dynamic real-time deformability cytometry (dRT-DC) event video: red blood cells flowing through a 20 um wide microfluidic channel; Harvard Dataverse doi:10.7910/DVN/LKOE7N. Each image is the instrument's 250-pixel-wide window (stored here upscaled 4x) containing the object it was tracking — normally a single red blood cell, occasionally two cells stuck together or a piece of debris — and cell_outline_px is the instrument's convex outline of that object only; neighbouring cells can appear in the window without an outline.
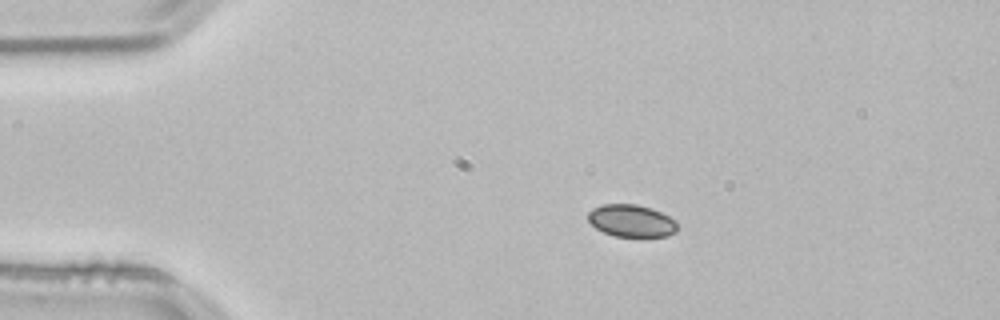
{"species": "common noctule bat (a hibernating species)", "species_latin": "Nyctalus noctula", "temperature_condition": "room temperature", "stored_images_in_passage": 44, "camera_frame_rate_fps": 3000, "um_per_image_px": 0.085, "animal": {"sex": "male", "body_mass_g": 21.5, "forearm_length_mm": 52.0}, "frame": {"image": 1, "passage_image": 1, "time_ms": 0.0, "image_size_px": [1000, 320], "cell_outline_px": [[676, 232], [668, 236], [616, 236], [604, 232], [596, 228], [588, 220], [588, 212], [592, 208], [600, 204], [636, 204], [652, 208], [676, 220]], "centroid_in_image_um": [53.66, 18.75], "position_along_channel_um": 31.3, "area_um2": 16.76}}
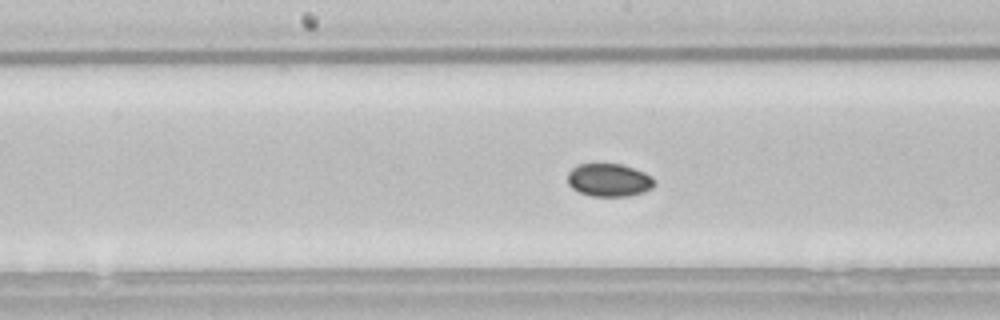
{"frame": {"image": 2, "passage_image": 18, "time_ms": 5.667, "image_size_px": [1000, 320], "cell_outline_px": [[652, 188], [644, 192], [628, 196], [592, 196], [580, 192], [572, 188], [568, 184], [568, 172], [576, 164], [596, 160], [600, 160], [620, 164], [644, 172], [652, 176]], "centroid_in_image_um": [51.7, 15.24], "position_along_channel_um": 196.5, "area_um2": 17.22}}
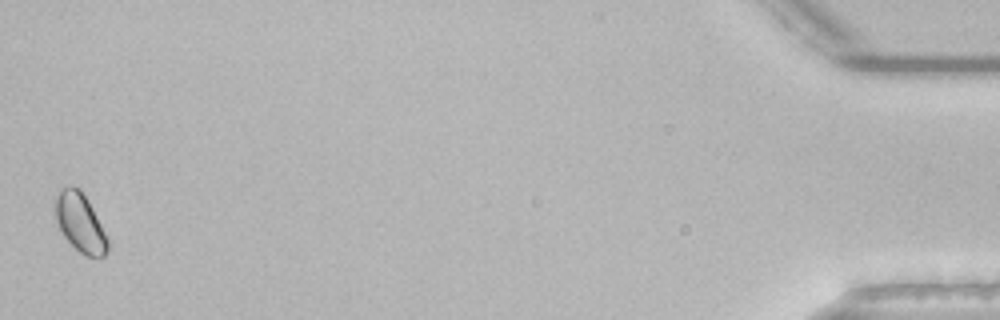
{"frame": {"image": 3, "passage_image": 44, "time_ms": 14.333, "image_size_px": [1000, 320], "cell_outline_px": [[108, 252], [104, 256], [84, 256], [64, 236], [56, 220], [56, 196], [68, 184], [72, 184], [80, 188], [92, 208], [108, 240]], "centroid_in_image_um": [6.82, 18.91], "position_along_channel_um": 428.4, "area_um2": 17.46}, "authors_computed_cell_mechanics": {"area_um2": 17.051, "velocity_mm_per_s": 3.7818, "shape_relaxation_time_tau1_ms": 1.8514, "shape_relaxation_time_tau2_ms": 5.226, "deformation_change_tau1": 0.0285, "deformation_change_tau2": 0.0304}}